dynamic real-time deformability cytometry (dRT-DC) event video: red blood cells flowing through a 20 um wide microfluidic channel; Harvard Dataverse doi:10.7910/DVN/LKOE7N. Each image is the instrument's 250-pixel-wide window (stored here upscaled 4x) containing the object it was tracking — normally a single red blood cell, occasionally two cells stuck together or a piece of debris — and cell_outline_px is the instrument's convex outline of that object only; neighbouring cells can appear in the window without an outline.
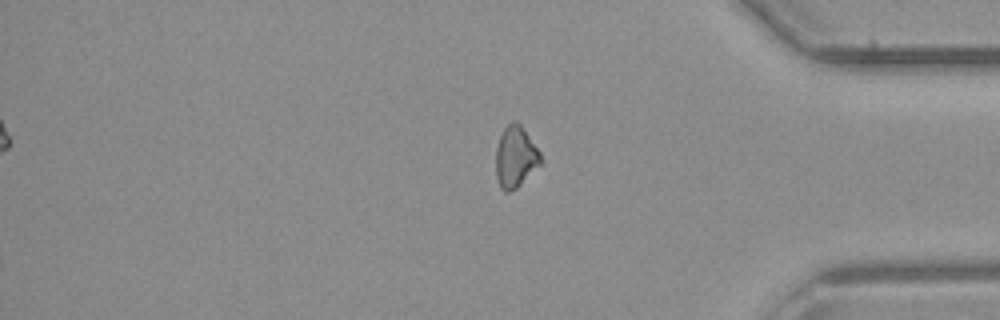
{"species": "common noctule bat (a hibernating species)", "species_latin": "Nyctalus noctula", "temperature_condition": "room temperature", "stored_images_in_passage": 40, "camera_frame_rate_fps": 3000, "um_per_image_px": 0.085, "animal": {"sex": "male", "body_mass_g": 23.1, "forearm_length_mm": 52.7}, "frame": {"image": 1, "passage_image": 40, "time_ms": 13.0, "image_size_px": [1000, 320], "cell_outline_px": [[540, 164], [516, 188], [508, 192], [504, 192], [500, 188], [496, 176], [496, 148], [500, 136], [504, 128], [512, 120], [516, 120], [520, 124], [540, 152]], "centroid_in_image_um": [43.78, 13.33], "position_along_channel_um": 391.4, "area_um2": 15.78}}